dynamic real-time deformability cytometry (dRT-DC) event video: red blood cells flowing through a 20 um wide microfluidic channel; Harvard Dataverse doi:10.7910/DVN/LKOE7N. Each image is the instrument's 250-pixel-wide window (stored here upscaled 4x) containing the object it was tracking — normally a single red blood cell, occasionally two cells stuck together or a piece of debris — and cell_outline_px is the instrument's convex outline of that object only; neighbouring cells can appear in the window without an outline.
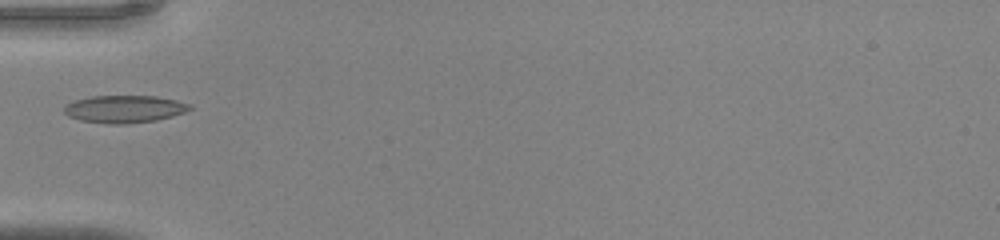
{"species": "common noctule bat (a hibernating species)", "species_latin": "Nyctalus noctula", "temperature_condition": "warm", "stored_images_in_passage": 30, "camera_frame_rate_fps": 3000, "um_per_image_px": 0.085, "animal": {"sex": "male", "body_mass_g": 20.0, "forearm_length_mm": 53.3}, "frame": {"image": 1, "passage_image": 1, "time_ms": 0.0, "image_size_px": [1000, 240], "cell_outline_px": [[192, 108], [184, 112], [172, 116], [156, 120], [124, 124], [108, 124], [80, 120], [68, 116], [64, 112], [64, 104], [76, 100], [92, 96], [156, 96], [176, 100], [192, 104]], "centroid_in_image_um": [10.57, 9.26], "position_along_channel_um": 74.4, "area_um2": 20.11}}
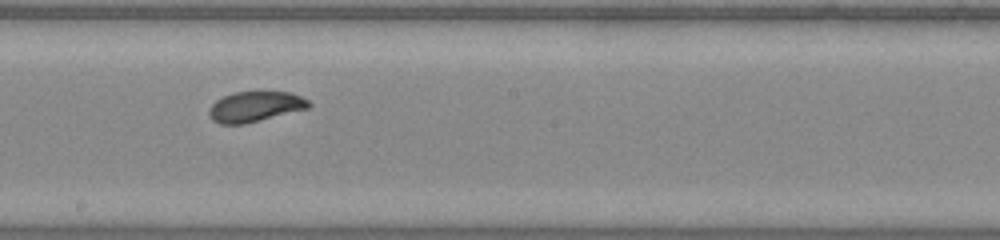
{"frame": {"image": 2, "passage_image": 11, "time_ms": 3.333, "image_size_px": [1000, 240], "cell_outline_px": [[312, 104], [308, 108], [244, 124], [220, 124], [212, 120], [208, 112], [208, 108], [216, 100], [232, 92], [292, 92], [308, 100]], "centroid_in_image_um": [21.66, 9.06], "position_along_channel_um": 226.5, "area_um2": 17.57}}
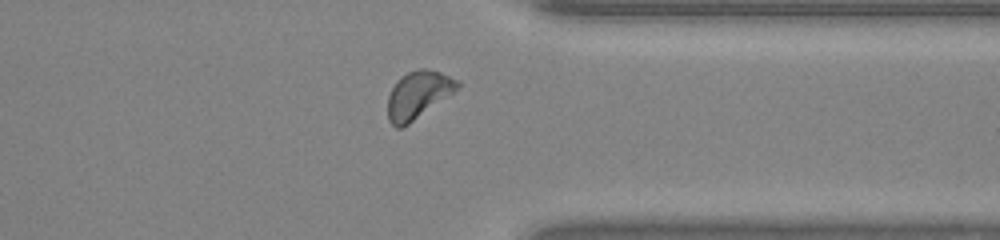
{"frame": {"image": 3, "passage_image": 21, "time_ms": 6.667, "image_size_px": [1000, 240], "cell_outline_px": [[460, 84], [452, 92], [408, 124], [400, 128], [396, 128], [388, 120], [388, 96], [396, 80], [408, 72], [420, 68], [424, 68], [440, 72], [460, 80]], "centroid_in_image_um": [35.5, 8.04], "position_along_channel_um": 375.9, "area_um2": 18.79}}